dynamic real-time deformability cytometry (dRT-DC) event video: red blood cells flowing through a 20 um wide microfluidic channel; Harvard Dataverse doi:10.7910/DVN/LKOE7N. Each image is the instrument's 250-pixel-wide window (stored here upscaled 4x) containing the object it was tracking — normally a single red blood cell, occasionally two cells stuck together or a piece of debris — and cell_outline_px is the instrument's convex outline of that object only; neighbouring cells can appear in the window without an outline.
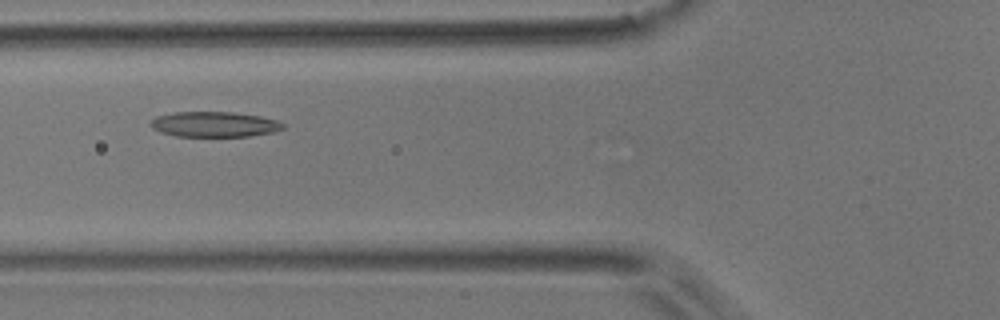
{"species": "common noctule bat (a hibernating species)", "species_latin": "Nyctalus noctula", "temperature_condition": "room temperature", "stored_images_in_passage": 44, "camera_frame_rate_fps": 3000, "um_per_image_px": 0.085, "animal": {"sex": "male", "body_mass_g": 17.9}, "frame": {"image": 1, "passage_image": 14, "time_ms": 4.333, "image_size_px": [1000, 320], "cell_outline_px": [[284, 128], [272, 132], [248, 136], [176, 136], [160, 132], [152, 128], [148, 124], [156, 116], [172, 112], [232, 112], [260, 116], [276, 120], [284, 124]], "centroid_in_image_um": [18.17, 10.56], "position_along_channel_um": 107.6, "area_um2": 19.48}}
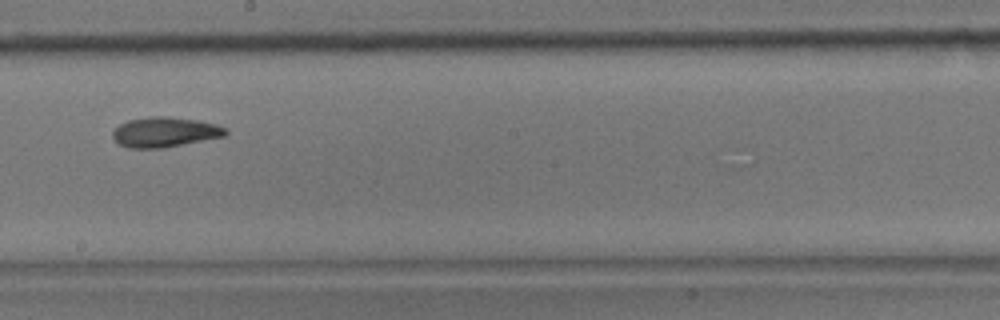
{"frame": {"image": 2, "passage_image": 24, "time_ms": 7.667, "image_size_px": [1000, 320], "cell_outline_px": [[228, 132], [224, 136], [160, 148], [128, 148], [112, 140], [112, 132], [120, 124], [128, 120], [148, 116], [168, 116], [200, 120], [216, 124], [228, 128]], "centroid_in_image_um": [13.99, 11.21], "position_along_channel_um": 234.2, "area_um2": 19.83}}
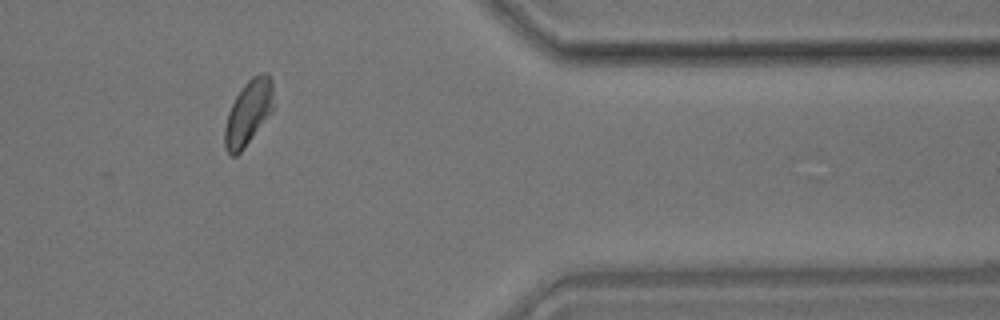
{"frame": {"image": 3, "passage_image": 38, "time_ms": 12.333, "image_size_px": [1000, 320], "cell_outline_px": [[272, 112], [244, 148], [236, 156], [228, 156], [224, 148], [224, 128], [228, 112], [236, 96], [244, 84], [252, 76], [260, 72], [264, 72], [272, 80]], "centroid_in_image_um": [21.07, 9.61], "position_along_channel_um": 390.3, "area_um2": 18.44}, "authors_computed_cell_mechanics": {"area_um2": 19.3919, "velocity_mm_per_s": 3.8211, "shape_relaxation_time_tau1_ms": null, "shape_relaxation_time_tau2_ms": 4.3017, "deformation_change_tau1": null, "deformation_change_tau2": 0.0965}}